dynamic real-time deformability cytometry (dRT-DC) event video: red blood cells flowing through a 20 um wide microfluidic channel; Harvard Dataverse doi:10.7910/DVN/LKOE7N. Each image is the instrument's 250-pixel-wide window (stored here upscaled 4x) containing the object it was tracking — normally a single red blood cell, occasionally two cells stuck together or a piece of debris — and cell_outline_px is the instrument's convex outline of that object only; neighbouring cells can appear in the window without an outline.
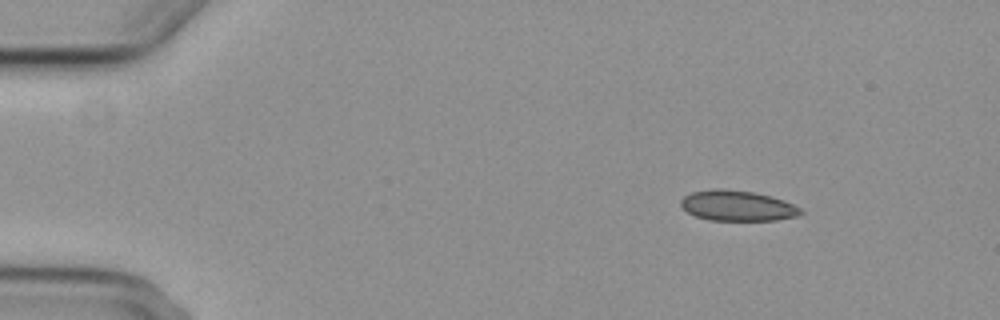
{"species": "common noctule bat (a hibernating species)", "species_latin": "Nyctalus noctula", "temperature_condition": "cold", "stored_images_in_passage": 5, "camera_frame_rate_fps": 3000, "um_per_image_px": 0.085, "animal": {"sex": "female", "body_mass_g": 29.2, "forearm_length_mm": 56.3}, "frame": {"image": 1, "passage_image": 3, "time_ms": 2.333, "image_size_px": [1000, 320], "cell_outline_px": [[804, 212], [796, 216], [776, 220], [708, 220], [696, 216], [688, 212], [680, 204], [680, 200], [684, 196], [692, 192], [716, 188], [752, 192], [784, 200], [800, 208]], "centroid_in_image_um": [62.66, 17.49], "position_along_channel_um": 22.3, "area_um2": 20.98}}
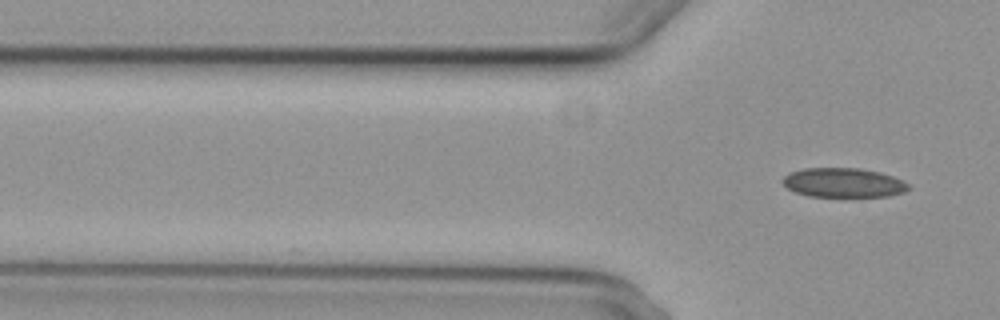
{"frame": {"image": 2, "passage_image": 5, "time_ms": 5.333, "image_size_px": [1000, 320], "cell_outline_px": [[912, 188], [904, 192], [888, 196], [808, 196], [796, 192], [788, 188], [780, 180], [788, 172], [804, 168], [860, 168], [880, 172], [892, 176], [908, 184]], "centroid_in_image_um": [71.67, 15.52], "position_along_channel_um": 54.1, "area_um2": 21.5}}